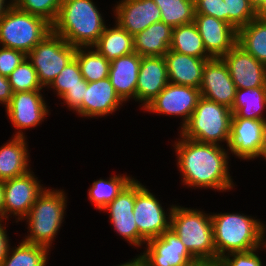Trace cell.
<instances>
[{
    "mask_svg": "<svg viewBox=\"0 0 266 266\" xmlns=\"http://www.w3.org/2000/svg\"><path fill=\"white\" fill-rule=\"evenodd\" d=\"M87 89V81H83V87H75L69 89L62 97L67 106L75 110L76 113L81 115V104L83 102L85 90Z\"/></svg>",
    "mask_w": 266,
    "mask_h": 266,
    "instance_id": "41",
    "label": "cell"
},
{
    "mask_svg": "<svg viewBox=\"0 0 266 266\" xmlns=\"http://www.w3.org/2000/svg\"><path fill=\"white\" fill-rule=\"evenodd\" d=\"M164 59L170 83L200 88L203 68L209 59H201L172 50L164 55Z\"/></svg>",
    "mask_w": 266,
    "mask_h": 266,
    "instance_id": "22",
    "label": "cell"
},
{
    "mask_svg": "<svg viewBox=\"0 0 266 266\" xmlns=\"http://www.w3.org/2000/svg\"><path fill=\"white\" fill-rule=\"evenodd\" d=\"M170 50L201 59H211L194 21L173 28Z\"/></svg>",
    "mask_w": 266,
    "mask_h": 266,
    "instance_id": "29",
    "label": "cell"
},
{
    "mask_svg": "<svg viewBox=\"0 0 266 266\" xmlns=\"http://www.w3.org/2000/svg\"><path fill=\"white\" fill-rule=\"evenodd\" d=\"M67 196L64 191L44 189L36 198L25 217L30 234L23 240L27 243L51 247L64 218Z\"/></svg>",
    "mask_w": 266,
    "mask_h": 266,
    "instance_id": "5",
    "label": "cell"
},
{
    "mask_svg": "<svg viewBox=\"0 0 266 266\" xmlns=\"http://www.w3.org/2000/svg\"><path fill=\"white\" fill-rule=\"evenodd\" d=\"M266 138V121L232 118L228 150L236 157L254 159L259 157Z\"/></svg>",
    "mask_w": 266,
    "mask_h": 266,
    "instance_id": "15",
    "label": "cell"
},
{
    "mask_svg": "<svg viewBox=\"0 0 266 266\" xmlns=\"http://www.w3.org/2000/svg\"><path fill=\"white\" fill-rule=\"evenodd\" d=\"M176 142L177 166L189 187L228 191L234 184L228 167V152L220 145L200 143L180 135Z\"/></svg>",
    "mask_w": 266,
    "mask_h": 266,
    "instance_id": "1",
    "label": "cell"
},
{
    "mask_svg": "<svg viewBox=\"0 0 266 266\" xmlns=\"http://www.w3.org/2000/svg\"><path fill=\"white\" fill-rule=\"evenodd\" d=\"M75 53L76 47L52 31L26 57L34 66L39 83L44 88L60 74Z\"/></svg>",
    "mask_w": 266,
    "mask_h": 266,
    "instance_id": "8",
    "label": "cell"
},
{
    "mask_svg": "<svg viewBox=\"0 0 266 266\" xmlns=\"http://www.w3.org/2000/svg\"><path fill=\"white\" fill-rule=\"evenodd\" d=\"M133 214L138 233L146 242L170 228L171 213L167 215L155 195L137 180Z\"/></svg>",
    "mask_w": 266,
    "mask_h": 266,
    "instance_id": "9",
    "label": "cell"
},
{
    "mask_svg": "<svg viewBox=\"0 0 266 266\" xmlns=\"http://www.w3.org/2000/svg\"><path fill=\"white\" fill-rule=\"evenodd\" d=\"M6 0H0V19L5 15V13L12 7L11 3H7Z\"/></svg>",
    "mask_w": 266,
    "mask_h": 266,
    "instance_id": "48",
    "label": "cell"
},
{
    "mask_svg": "<svg viewBox=\"0 0 266 266\" xmlns=\"http://www.w3.org/2000/svg\"><path fill=\"white\" fill-rule=\"evenodd\" d=\"M83 81L86 80L83 78L79 63L74 57L48 87L55 89L57 96L59 95L61 98L69 89L83 87Z\"/></svg>",
    "mask_w": 266,
    "mask_h": 266,
    "instance_id": "36",
    "label": "cell"
},
{
    "mask_svg": "<svg viewBox=\"0 0 266 266\" xmlns=\"http://www.w3.org/2000/svg\"><path fill=\"white\" fill-rule=\"evenodd\" d=\"M195 14L213 16L225 22L224 0H194Z\"/></svg>",
    "mask_w": 266,
    "mask_h": 266,
    "instance_id": "40",
    "label": "cell"
},
{
    "mask_svg": "<svg viewBox=\"0 0 266 266\" xmlns=\"http://www.w3.org/2000/svg\"><path fill=\"white\" fill-rule=\"evenodd\" d=\"M26 58V55L18 50L0 48V75L8 77L15 68Z\"/></svg>",
    "mask_w": 266,
    "mask_h": 266,
    "instance_id": "39",
    "label": "cell"
},
{
    "mask_svg": "<svg viewBox=\"0 0 266 266\" xmlns=\"http://www.w3.org/2000/svg\"><path fill=\"white\" fill-rule=\"evenodd\" d=\"M232 111L225 105L200 97L181 135L200 143L229 145Z\"/></svg>",
    "mask_w": 266,
    "mask_h": 266,
    "instance_id": "6",
    "label": "cell"
},
{
    "mask_svg": "<svg viewBox=\"0 0 266 266\" xmlns=\"http://www.w3.org/2000/svg\"><path fill=\"white\" fill-rule=\"evenodd\" d=\"M190 266H222V265L220 261L216 260V261H197L196 263Z\"/></svg>",
    "mask_w": 266,
    "mask_h": 266,
    "instance_id": "47",
    "label": "cell"
},
{
    "mask_svg": "<svg viewBox=\"0 0 266 266\" xmlns=\"http://www.w3.org/2000/svg\"><path fill=\"white\" fill-rule=\"evenodd\" d=\"M194 22L211 58H222L237 44V30L213 16L195 14Z\"/></svg>",
    "mask_w": 266,
    "mask_h": 266,
    "instance_id": "18",
    "label": "cell"
},
{
    "mask_svg": "<svg viewBox=\"0 0 266 266\" xmlns=\"http://www.w3.org/2000/svg\"><path fill=\"white\" fill-rule=\"evenodd\" d=\"M12 94L8 77L0 75V103L7 106L11 101Z\"/></svg>",
    "mask_w": 266,
    "mask_h": 266,
    "instance_id": "42",
    "label": "cell"
},
{
    "mask_svg": "<svg viewBox=\"0 0 266 266\" xmlns=\"http://www.w3.org/2000/svg\"><path fill=\"white\" fill-rule=\"evenodd\" d=\"M169 83L164 56H142L136 100L145 108Z\"/></svg>",
    "mask_w": 266,
    "mask_h": 266,
    "instance_id": "20",
    "label": "cell"
},
{
    "mask_svg": "<svg viewBox=\"0 0 266 266\" xmlns=\"http://www.w3.org/2000/svg\"><path fill=\"white\" fill-rule=\"evenodd\" d=\"M201 97L232 108L236 87L222 58H211L203 68Z\"/></svg>",
    "mask_w": 266,
    "mask_h": 266,
    "instance_id": "17",
    "label": "cell"
},
{
    "mask_svg": "<svg viewBox=\"0 0 266 266\" xmlns=\"http://www.w3.org/2000/svg\"><path fill=\"white\" fill-rule=\"evenodd\" d=\"M114 12L116 23L132 36L161 21V10L153 0H122Z\"/></svg>",
    "mask_w": 266,
    "mask_h": 266,
    "instance_id": "19",
    "label": "cell"
},
{
    "mask_svg": "<svg viewBox=\"0 0 266 266\" xmlns=\"http://www.w3.org/2000/svg\"><path fill=\"white\" fill-rule=\"evenodd\" d=\"M22 91L12 94L10 103L6 106V113L19 130L14 136L25 137L21 130L34 128L48 115V106L40 92Z\"/></svg>",
    "mask_w": 266,
    "mask_h": 266,
    "instance_id": "13",
    "label": "cell"
},
{
    "mask_svg": "<svg viewBox=\"0 0 266 266\" xmlns=\"http://www.w3.org/2000/svg\"><path fill=\"white\" fill-rule=\"evenodd\" d=\"M136 197V180H133L102 210L110 213V221L115 231L131 245L137 247L147 243L138 233L133 208Z\"/></svg>",
    "mask_w": 266,
    "mask_h": 266,
    "instance_id": "14",
    "label": "cell"
},
{
    "mask_svg": "<svg viewBox=\"0 0 266 266\" xmlns=\"http://www.w3.org/2000/svg\"><path fill=\"white\" fill-rule=\"evenodd\" d=\"M259 156L263 157L266 160V138H265V141L263 143V146H262V149H261Z\"/></svg>",
    "mask_w": 266,
    "mask_h": 266,
    "instance_id": "49",
    "label": "cell"
},
{
    "mask_svg": "<svg viewBox=\"0 0 266 266\" xmlns=\"http://www.w3.org/2000/svg\"><path fill=\"white\" fill-rule=\"evenodd\" d=\"M115 24L113 28L106 26L97 43L92 47L96 48L110 62L134 52V36L130 35L117 23Z\"/></svg>",
    "mask_w": 266,
    "mask_h": 266,
    "instance_id": "26",
    "label": "cell"
},
{
    "mask_svg": "<svg viewBox=\"0 0 266 266\" xmlns=\"http://www.w3.org/2000/svg\"><path fill=\"white\" fill-rule=\"evenodd\" d=\"M37 180L33 172L28 171L24 175L3 181V219L7 220L8 216L13 214L18 216L17 221L19 222L29 214L36 198L44 190L39 184L40 181Z\"/></svg>",
    "mask_w": 266,
    "mask_h": 266,
    "instance_id": "11",
    "label": "cell"
},
{
    "mask_svg": "<svg viewBox=\"0 0 266 266\" xmlns=\"http://www.w3.org/2000/svg\"><path fill=\"white\" fill-rule=\"evenodd\" d=\"M62 0H19L15 5L20 11L41 17L51 25L56 21Z\"/></svg>",
    "mask_w": 266,
    "mask_h": 266,
    "instance_id": "37",
    "label": "cell"
},
{
    "mask_svg": "<svg viewBox=\"0 0 266 266\" xmlns=\"http://www.w3.org/2000/svg\"><path fill=\"white\" fill-rule=\"evenodd\" d=\"M146 246L141 254L145 266H190L197 262L171 228Z\"/></svg>",
    "mask_w": 266,
    "mask_h": 266,
    "instance_id": "12",
    "label": "cell"
},
{
    "mask_svg": "<svg viewBox=\"0 0 266 266\" xmlns=\"http://www.w3.org/2000/svg\"><path fill=\"white\" fill-rule=\"evenodd\" d=\"M19 0H11L9 3H11L12 6H15L18 3Z\"/></svg>",
    "mask_w": 266,
    "mask_h": 266,
    "instance_id": "50",
    "label": "cell"
},
{
    "mask_svg": "<svg viewBox=\"0 0 266 266\" xmlns=\"http://www.w3.org/2000/svg\"><path fill=\"white\" fill-rule=\"evenodd\" d=\"M250 1L254 6L259 2V0H248Z\"/></svg>",
    "mask_w": 266,
    "mask_h": 266,
    "instance_id": "51",
    "label": "cell"
},
{
    "mask_svg": "<svg viewBox=\"0 0 266 266\" xmlns=\"http://www.w3.org/2000/svg\"><path fill=\"white\" fill-rule=\"evenodd\" d=\"M211 219L216 260L220 261L227 252L230 254L264 247L266 227L255 218L240 213H216L211 215Z\"/></svg>",
    "mask_w": 266,
    "mask_h": 266,
    "instance_id": "3",
    "label": "cell"
},
{
    "mask_svg": "<svg viewBox=\"0 0 266 266\" xmlns=\"http://www.w3.org/2000/svg\"><path fill=\"white\" fill-rule=\"evenodd\" d=\"M256 18L266 19V0H259L254 6Z\"/></svg>",
    "mask_w": 266,
    "mask_h": 266,
    "instance_id": "44",
    "label": "cell"
},
{
    "mask_svg": "<svg viewBox=\"0 0 266 266\" xmlns=\"http://www.w3.org/2000/svg\"><path fill=\"white\" fill-rule=\"evenodd\" d=\"M92 0H62L52 31L74 47H93L106 28Z\"/></svg>",
    "mask_w": 266,
    "mask_h": 266,
    "instance_id": "2",
    "label": "cell"
},
{
    "mask_svg": "<svg viewBox=\"0 0 266 266\" xmlns=\"http://www.w3.org/2000/svg\"><path fill=\"white\" fill-rule=\"evenodd\" d=\"M173 28L155 22L134 36V52L140 56H164L170 50Z\"/></svg>",
    "mask_w": 266,
    "mask_h": 266,
    "instance_id": "24",
    "label": "cell"
},
{
    "mask_svg": "<svg viewBox=\"0 0 266 266\" xmlns=\"http://www.w3.org/2000/svg\"><path fill=\"white\" fill-rule=\"evenodd\" d=\"M200 97V89L169 82L144 109L148 112L182 117V129L193 114Z\"/></svg>",
    "mask_w": 266,
    "mask_h": 266,
    "instance_id": "10",
    "label": "cell"
},
{
    "mask_svg": "<svg viewBox=\"0 0 266 266\" xmlns=\"http://www.w3.org/2000/svg\"><path fill=\"white\" fill-rule=\"evenodd\" d=\"M266 109V87L236 89L235 101L231 108L232 118L264 120Z\"/></svg>",
    "mask_w": 266,
    "mask_h": 266,
    "instance_id": "27",
    "label": "cell"
},
{
    "mask_svg": "<svg viewBox=\"0 0 266 266\" xmlns=\"http://www.w3.org/2000/svg\"><path fill=\"white\" fill-rule=\"evenodd\" d=\"M172 206V207H171ZM170 228L197 261H216L211 215L171 205Z\"/></svg>",
    "mask_w": 266,
    "mask_h": 266,
    "instance_id": "4",
    "label": "cell"
},
{
    "mask_svg": "<svg viewBox=\"0 0 266 266\" xmlns=\"http://www.w3.org/2000/svg\"><path fill=\"white\" fill-rule=\"evenodd\" d=\"M225 22L236 30L256 18L254 5L248 0H224Z\"/></svg>",
    "mask_w": 266,
    "mask_h": 266,
    "instance_id": "35",
    "label": "cell"
},
{
    "mask_svg": "<svg viewBox=\"0 0 266 266\" xmlns=\"http://www.w3.org/2000/svg\"><path fill=\"white\" fill-rule=\"evenodd\" d=\"M257 249L226 254L220 262L222 266H262L261 259L255 253ZM232 257V258H231Z\"/></svg>",
    "mask_w": 266,
    "mask_h": 266,
    "instance_id": "38",
    "label": "cell"
},
{
    "mask_svg": "<svg viewBox=\"0 0 266 266\" xmlns=\"http://www.w3.org/2000/svg\"><path fill=\"white\" fill-rule=\"evenodd\" d=\"M3 220L0 219V265L3 262V260L5 259L7 252H8V248H9V239L7 237L6 234V229L4 226V224H2Z\"/></svg>",
    "mask_w": 266,
    "mask_h": 266,
    "instance_id": "43",
    "label": "cell"
},
{
    "mask_svg": "<svg viewBox=\"0 0 266 266\" xmlns=\"http://www.w3.org/2000/svg\"><path fill=\"white\" fill-rule=\"evenodd\" d=\"M123 101L117 95L109 78L87 82L83 102L81 104V116L102 117L116 111Z\"/></svg>",
    "mask_w": 266,
    "mask_h": 266,
    "instance_id": "21",
    "label": "cell"
},
{
    "mask_svg": "<svg viewBox=\"0 0 266 266\" xmlns=\"http://www.w3.org/2000/svg\"><path fill=\"white\" fill-rule=\"evenodd\" d=\"M52 32V25L45 19L20 11L12 6L0 19V43L27 55Z\"/></svg>",
    "mask_w": 266,
    "mask_h": 266,
    "instance_id": "7",
    "label": "cell"
},
{
    "mask_svg": "<svg viewBox=\"0 0 266 266\" xmlns=\"http://www.w3.org/2000/svg\"><path fill=\"white\" fill-rule=\"evenodd\" d=\"M10 87L13 93L22 91L42 90L37 72L27 57L8 76Z\"/></svg>",
    "mask_w": 266,
    "mask_h": 266,
    "instance_id": "34",
    "label": "cell"
},
{
    "mask_svg": "<svg viewBox=\"0 0 266 266\" xmlns=\"http://www.w3.org/2000/svg\"><path fill=\"white\" fill-rule=\"evenodd\" d=\"M11 250L9 246L7 255L0 266H46L47 264L49 249L45 246L22 240Z\"/></svg>",
    "mask_w": 266,
    "mask_h": 266,
    "instance_id": "31",
    "label": "cell"
},
{
    "mask_svg": "<svg viewBox=\"0 0 266 266\" xmlns=\"http://www.w3.org/2000/svg\"><path fill=\"white\" fill-rule=\"evenodd\" d=\"M132 180L129 176L114 175L109 180L94 181L88 190V197L95 207L102 211Z\"/></svg>",
    "mask_w": 266,
    "mask_h": 266,
    "instance_id": "33",
    "label": "cell"
},
{
    "mask_svg": "<svg viewBox=\"0 0 266 266\" xmlns=\"http://www.w3.org/2000/svg\"><path fill=\"white\" fill-rule=\"evenodd\" d=\"M91 47H77L75 58L77 59L81 74L87 82L105 79L109 76L110 61ZM87 51H86V50Z\"/></svg>",
    "mask_w": 266,
    "mask_h": 266,
    "instance_id": "30",
    "label": "cell"
},
{
    "mask_svg": "<svg viewBox=\"0 0 266 266\" xmlns=\"http://www.w3.org/2000/svg\"><path fill=\"white\" fill-rule=\"evenodd\" d=\"M26 137L13 136V139L0 148V180L5 181L24 175L28 169V148Z\"/></svg>",
    "mask_w": 266,
    "mask_h": 266,
    "instance_id": "25",
    "label": "cell"
},
{
    "mask_svg": "<svg viewBox=\"0 0 266 266\" xmlns=\"http://www.w3.org/2000/svg\"><path fill=\"white\" fill-rule=\"evenodd\" d=\"M117 266H145V264L142 256L139 255L137 258H133L131 261Z\"/></svg>",
    "mask_w": 266,
    "mask_h": 266,
    "instance_id": "45",
    "label": "cell"
},
{
    "mask_svg": "<svg viewBox=\"0 0 266 266\" xmlns=\"http://www.w3.org/2000/svg\"><path fill=\"white\" fill-rule=\"evenodd\" d=\"M161 10V21L175 28L195 18L194 0H153Z\"/></svg>",
    "mask_w": 266,
    "mask_h": 266,
    "instance_id": "32",
    "label": "cell"
},
{
    "mask_svg": "<svg viewBox=\"0 0 266 266\" xmlns=\"http://www.w3.org/2000/svg\"><path fill=\"white\" fill-rule=\"evenodd\" d=\"M237 44L266 66V19L255 18L238 29Z\"/></svg>",
    "mask_w": 266,
    "mask_h": 266,
    "instance_id": "28",
    "label": "cell"
},
{
    "mask_svg": "<svg viewBox=\"0 0 266 266\" xmlns=\"http://www.w3.org/2000/svg\"><path fill=\"white\" fill-rule=\"evenodd\" d=\"M236 89L266 87V66L236 44L223 57Z\"/></svg>",
    "mask_w": 266,
    "mask_h": 266,
    "instance_id": "16",
    "label": "cell"
},
{
    "mask_svg": "<svg viewBox=\"0 0 266 266\" xmlns=\"http://www.w3.org/2000/svg\"><path fill=\"white\" fill-rule=\"evenodd\" d=\"M4 210V185L3 181L0 180V219H3Z\"/></svg>",
    "mask_w": 266,
    "mask_h": 266,
    "instance_id": "46",
    "label": "cell"
},
{
    "mask_svg": "<svg viewBox=\"0 0 266 266\" xmlns=\"http://www.w3.org/2000/svg\"><path fill=\"white\" fill-rule=\"evenodd\" d=\"M141 57L138 53L133 52L110 62L108 78L122 101L126 102L129 98H134L136 101V87Z\"/></svg>",
    "mask_w": 266,
    "mask_h": 266,
    "instance_id": "23",
    "label": "cell"
}]
</instances>
